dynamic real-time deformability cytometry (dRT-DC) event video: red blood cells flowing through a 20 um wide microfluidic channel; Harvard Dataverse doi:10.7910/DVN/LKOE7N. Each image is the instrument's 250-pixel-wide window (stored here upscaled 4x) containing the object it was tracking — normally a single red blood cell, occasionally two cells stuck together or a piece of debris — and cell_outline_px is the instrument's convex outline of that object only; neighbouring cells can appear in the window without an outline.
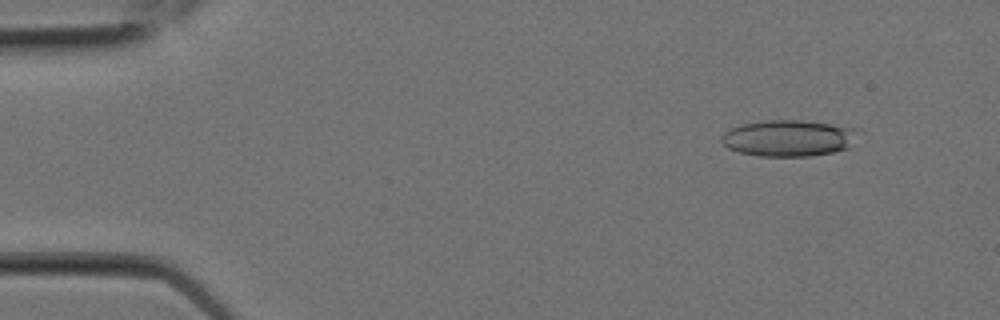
{"species": "Egyptian fruit bat (a non-hibernating species)", "species_latin": "Rousettus aegyptiacus", "temperature_condition": "room temperature", "stored_images_in_passage": 7, "camera_frame_rate_fps": 3000, "um_per_image_px": 0.085, "animal": {"sex": "female"}, "frame": {"image": 1, "passage_image": 2, "time_ms": 0.333, "image_size_px": [1000, 320], "cell_outline_px": [[852, 128], [848, 148], [832, 152], [808, 156], [756, 156], [740, 152], [728, 148], [720, 140], [720, 136], [724, 132], [740, 124], [768, 120], [800, 120], [828, 124]], "centroid_in_image_um": [66.86, 11.75], "position_along_channel_um": 18.1, "area_um2": 28.15}}
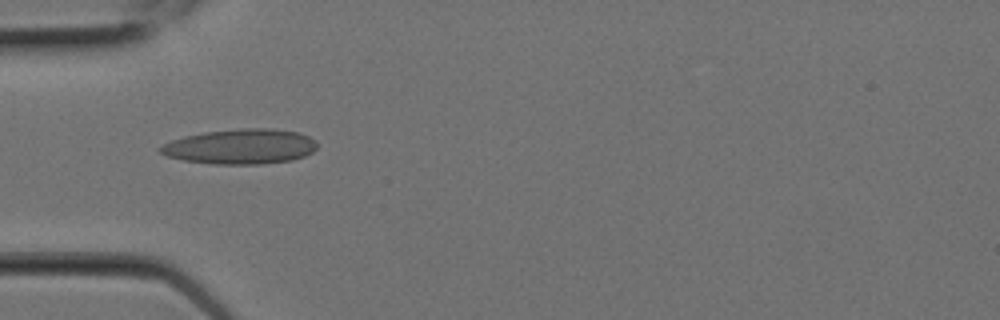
{"frame": {"image": 2, "passage_image": 6, "time_ms": 1.667, "image_size_px": [1000, 320], "cell_outline_px": [[316, 148], [312, 152], [304, 156], [292, 160], [260, 164], [216, 164], [184, 160], [168, 156], [160, 152], [160, 148], [164, 144], [172, 140], [184, 136], [204, 132], [240, 128], [268, 128], [300, 132], [316, 140]], "centroid_in_image_um": [20.48, 12.45], "position_along_channel_um": 64.5, "area_um2": 31.91}}
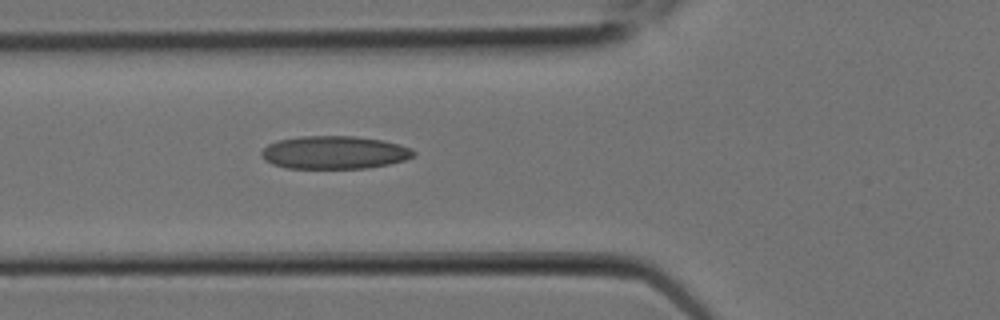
{"frame": {"image": 3, "passage_image": 7, "time_ms": 2.0, "image_size_px": [1000, 320], "cell_outline_px": [[416, 156], [404, 160], [388, 164], [368, 168], [288, 168], [272, 164], [264, 160], [260, 156], [260, 152], [268, 144], [276, 140], [300, 136], [352, 136], [380, 140], [400, 144], [412, 148], [416, 152]], "centroid_in_image_um": [28.41, 12.96], "position_along_channel_um": 97.4, "area_um2": 29.42}}